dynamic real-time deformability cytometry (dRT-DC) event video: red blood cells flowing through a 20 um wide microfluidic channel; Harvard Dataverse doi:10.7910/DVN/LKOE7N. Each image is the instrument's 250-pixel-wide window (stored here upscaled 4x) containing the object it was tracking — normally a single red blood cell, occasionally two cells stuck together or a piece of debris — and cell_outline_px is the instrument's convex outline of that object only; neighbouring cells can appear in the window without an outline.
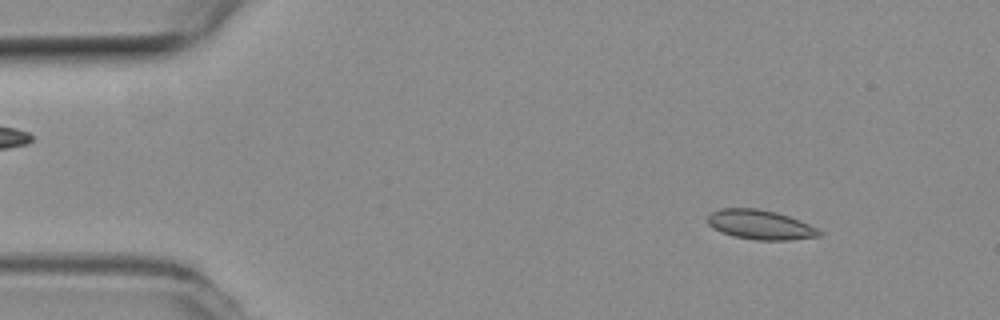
{"species": "common noctule bat (a hibernating species)", "species_latin": "Nyctalus noctula", "temperature_condition": "room temperature", "stored_images_in_passage": 4, "camera_frame_rate_fps": 3000, "um_per_image_px": 0.085, "animal": {"sex": "female", "body_mass_g": 19.3, "forearm_length_mm": 54.1}, "frame": {"image": 1, "passage_image": 1, "time_ms": 0.0, "image_size_px": [1000, 320], "cell_outline_px": [[824, 232], [820, 236], [788, 240], [756, 240], [732, 236], [720, 232], [712, 228], [708, 224], [708, 216], [712, 212], [720, 208], [756, 208], [776, 212], [800, 220]], "centroid_in_image_um": [64.61, 19.1], "position_along_channel_um": 20.4, "area_um2": 19.25}}
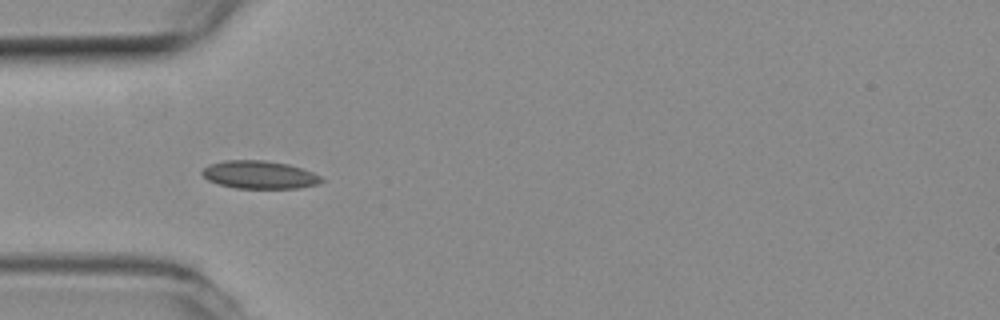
{"frame": {"image": 2, "passage_image": 3, "time_ms": 0.667, "image_size_px": [1000, 320], "cell_outline_px": [[324, 180], [316, 184], [300, 188], [236, 188], [220, 184], [208, 180], [200, 172], [208, 164], [224, 160], [264, 160], [288, 164], [312, 172], [320, 176]], "centroid_in_image_um": [22.03, 14.85], "position_along_channel_um": 63.0, "area_um2": 19.31}}
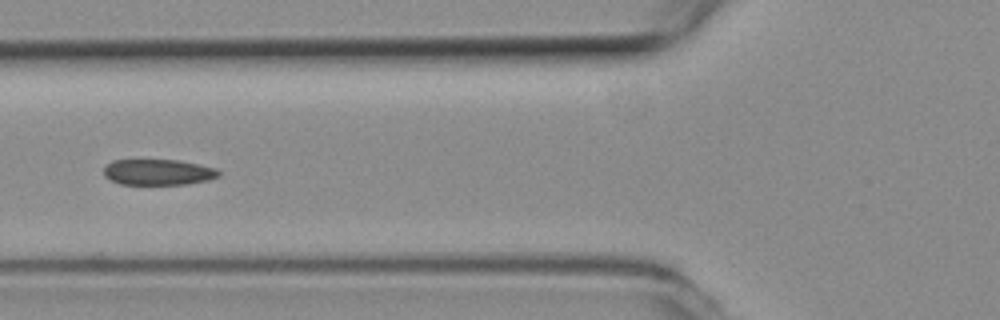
{"frame": {"image": 3, "passage_image": 4, "time_ms": 1.0, "image_size_px": [1000, 320], "cell_outline_px": [[220, 176], [208, 180], [188, 184], [120, 184], [104, 176], [104, 168], [112, 160], [180, 160], [216, 168], [220, 172]], "centroid_in_image_um": [13.47, 14.63], "position_along_channel_um": 112.3, "area_um2": 17.28}}